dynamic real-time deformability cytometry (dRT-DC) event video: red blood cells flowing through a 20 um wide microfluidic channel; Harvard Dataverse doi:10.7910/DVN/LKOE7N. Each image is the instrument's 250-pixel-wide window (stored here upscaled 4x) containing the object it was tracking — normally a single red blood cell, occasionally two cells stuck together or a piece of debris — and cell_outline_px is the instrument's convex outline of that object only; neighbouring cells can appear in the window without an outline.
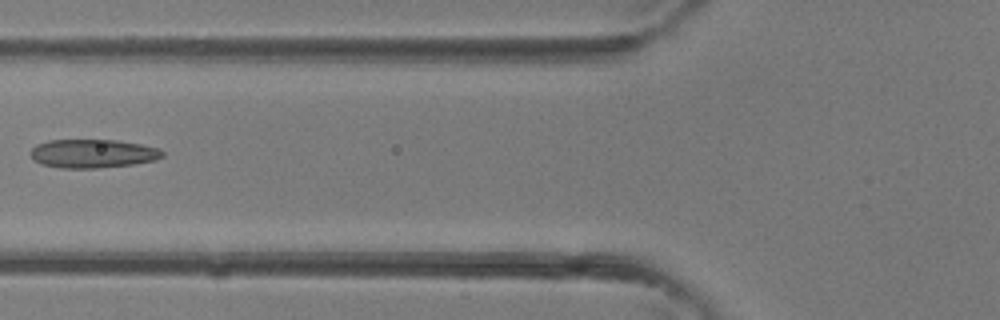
{"species": "common noctule bat (a hibernating species)", "species_latin": "Nyctalus noctula", "temperature_condition": "room temperature", "stored_images_in_passage": 4, "camera_frame_rate_fps": 3000, "um_per_image_px": 0.085, "animal": {"sex": "female"}, "frame": {"image": 1, "passage_image": 4, "time_ms": 1.0, "image_size_px": [1000, 320], "cell_outline_px": [[164, 156], [156, 160], [132, 164], [96, 168], [60, 168], [40, 164], [32, 160], [28, 152], [36, 144], [48, 140], [116, 140], [140, 144], [160, 148], [164, 152]], "centroid_in_image_um": [7.84, 13.05], "position_along_channel_um": 118.0, "area_um2": 22.25}}